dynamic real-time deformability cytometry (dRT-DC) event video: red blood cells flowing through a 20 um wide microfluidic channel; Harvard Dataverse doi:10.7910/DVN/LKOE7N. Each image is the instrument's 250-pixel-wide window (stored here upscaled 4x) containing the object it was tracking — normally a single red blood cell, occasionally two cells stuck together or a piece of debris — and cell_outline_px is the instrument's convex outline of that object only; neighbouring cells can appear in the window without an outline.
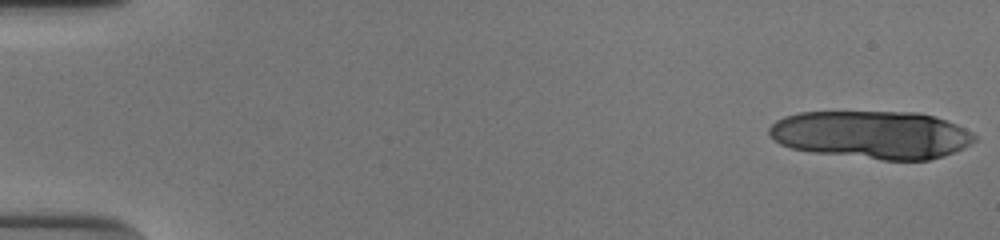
{"species": "human", "species_latin": "Homo sapiens", "temperature_condition": "cold", "stored_images_in_passage": 16, "camera_frame_rate_fps": 3000, "um_per_image_px": 0.085, "donor": {"sex": "male"}, "frame": {"image": 1, "passage_image": 1, "time_ms": 0.0, "image_size_px": [1000, 240], "cell_outline_px": [[976, 140], [944, 156], [928, 160], [884, 160], [816, 152], [792, 148], [780, 144], [768, 132], [768, 128], [776, 120], [784, 116], [800, 112], [920, 112], [936, 116], [956, 124], [972, 132], [976, 136]], "centroid_in_image_um": [74.11, 11.44], "position_along_channel_um": 10.9, "area_um2": 57.16}}